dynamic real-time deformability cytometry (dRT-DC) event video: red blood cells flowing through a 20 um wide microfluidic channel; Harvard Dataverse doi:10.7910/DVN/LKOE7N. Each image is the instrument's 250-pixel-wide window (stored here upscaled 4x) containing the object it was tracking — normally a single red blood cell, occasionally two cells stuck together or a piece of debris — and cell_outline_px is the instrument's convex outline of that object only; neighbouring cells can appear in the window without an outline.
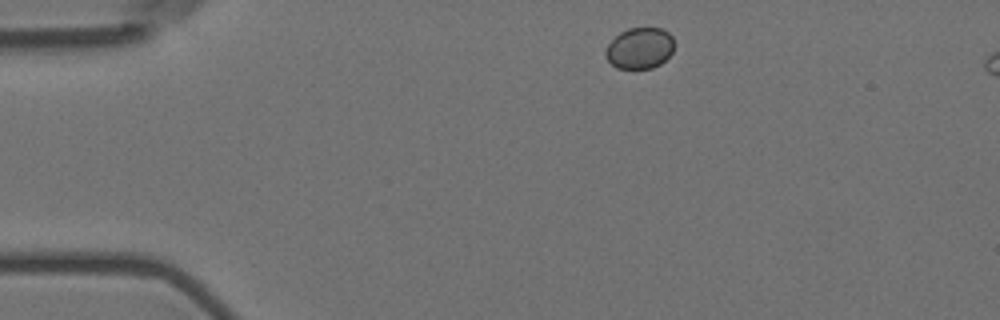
{"species": "Egyptian fruit bat (a non-hibernating species)", "species_latin": "Rousettus aegyptiacus", "temperature_condition": "room temperature", "stored_images_in_passage": 49, "segment_of_instrument_passage": [1, 2], "camera_frame_rate_fps": 3000, "um_per_image_px": 0.085, "animal": {"sex": "female"}, "frame": {"image": 1, "passage_image": 1, "time_ms": 0.0, "image_size_px": [1000, 320], "cell_outline_px": [[672, 52], [660, 64], [652, 68], [616, 68], [604, 56], [604, 52], [608, 44], [620, 32], [628, 28], [660, 28], [668, 32], [672, 36]], "centroid_in_image_um": [54.34, 4.09], "position_along_channel_um": 30.7, "area_um2": 16.3}}
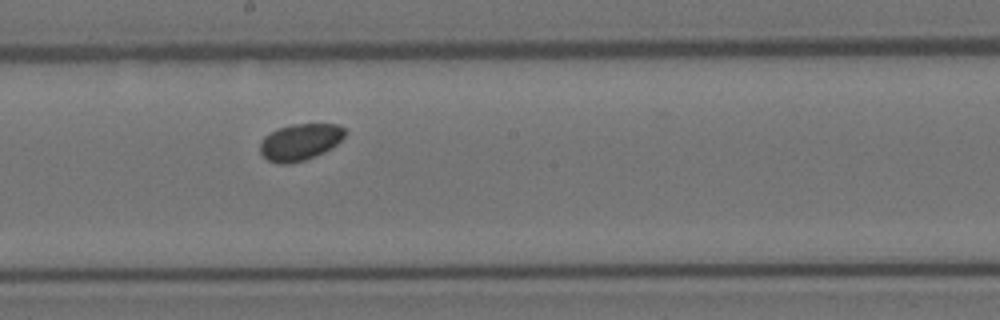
{"frame": {"image": 2, "passage_image": 22, "time_ms": 7.0, "image_size_px": [1000, 320], "cell_outline_px": [[348, 132], [332, 148], [316, 156], [304, 160], [288, 164], [276, 164], [268, 160], [260, 152], [260, 144], [264, 136], [280, 128], [292, 124], [340, 124]], "centroid_in_image_um": [25.53, 12.07], "position_along_channel_um": 222.7, "area_um2": 18.15}}
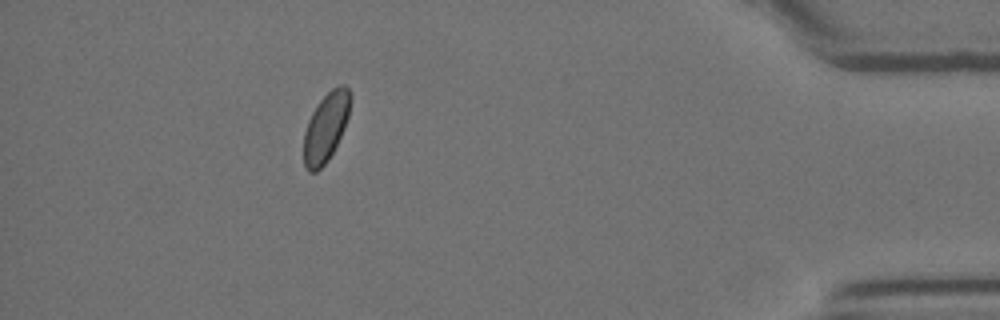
{"frame": {"image": 3, "passage_image": 42, "time_ms": 13.667, "image_size_px": [1000, 320], "cell_outline_px": [[352, 96], [348, 116], [344, 128], [328, 160], [316, 172], [308, 172], [304, 168], [304, 132], [308, 120], [312, 112], [320, 100], [332, 88], [340, 84], [344, 84], [348, 88]], "centroid_in_image_um": [27.69, 10.8], "position_along_channel_um": 407.5, "area_um2": 18.67}}